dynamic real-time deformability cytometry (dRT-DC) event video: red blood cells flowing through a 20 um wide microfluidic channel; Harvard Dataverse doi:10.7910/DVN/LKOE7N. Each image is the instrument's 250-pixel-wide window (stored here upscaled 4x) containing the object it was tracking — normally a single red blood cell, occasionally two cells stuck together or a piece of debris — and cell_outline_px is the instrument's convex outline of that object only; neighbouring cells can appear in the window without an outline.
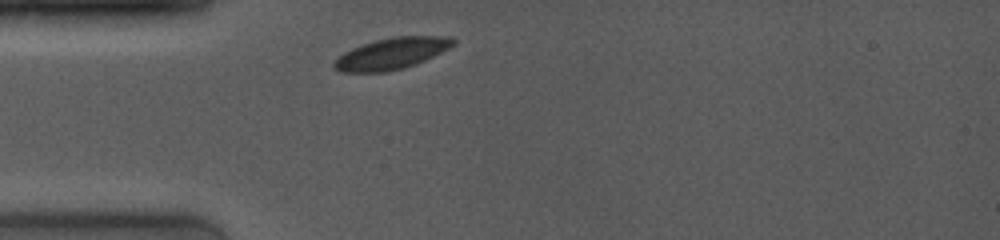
{"species": "common noctule bat (a hibernating species)", "species_latin": "Nyctalus noctula", "temperature_condition": "room temperature", "stored_images_in_passage": 46, "camera_frame_rate_fps": 4000, "um_per_image_px": 0.085, "animal": {"sex": "female", "body_mass_g": 19.0, "forearm_length_mm": 53.3}, "frame": {"image": 1, "passage_image": 1, "time_ms": 0.0, "image_size_px": [1000, 240], "cell_outline_px": [[456, 44], [416, 64], [404, 68], [384, 72], [340, 72], [332, 68], [332, 64], [344, 52], [352, 48], [376, 40], [396, 36], [448, 36], [456, 40]], "centroid_in_image_um": [33.28, 4.55], "position_along_channel_um": 51.7, "area_um2": 21.62}}
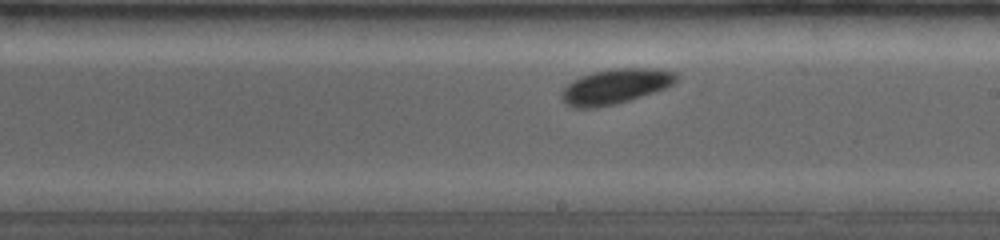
{"frame": {"image": 2, "passage_image": 24, "time_ms": 5.0, "image_size_px": [1000, 240], "cell_outline_px": [[676, 80], [672, 84], [664, 88], [616, 104], [596, 108], [572, 108], [564, 104], [560, 92], [572, 80], [580, 76], [592, 72], [608, 68], [660, 68], [676, 72]], "centroid_in_image_um": [52.25, 7.33], "position_along_channel_um": 236.8, "area_um2": 23.52}}
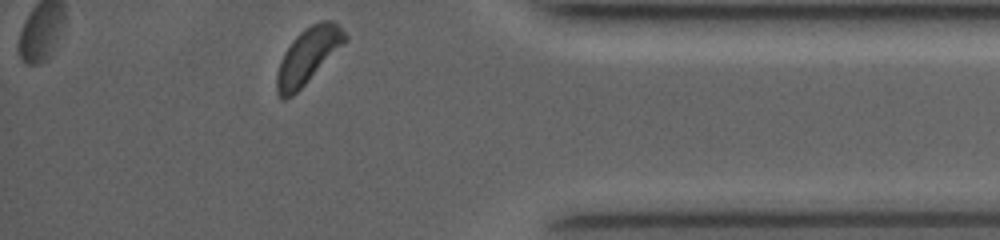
{"frame": {"image": 3, "passage_image": 46, "time_ms": 9.75, "image_size_px": [1000, 240], "cell_outline_px": [[348, 40], [292, 96], [284, 100], [280, 100], [276, 92], [276, 76], [280, 60], [284, 52], [296, 36], [304, 28], [320, 20], [332, 20], [348, 36]], "centroid_in_image_um": [26.15, 4.74], "position_along_channel_um": 409.1, "area_um2": 21.85}, "authors_computed_cell_mechanics": {"area_um2": 22.4264, "velocity_mm_per_s": 3.8892, "shape_relaxation_time_tau1_ms": 2.6216, "shape_relaxation_time_tau2_ms": null, "deformation_change_tau1": 0.0687, "deformation_change_tau2": null}}